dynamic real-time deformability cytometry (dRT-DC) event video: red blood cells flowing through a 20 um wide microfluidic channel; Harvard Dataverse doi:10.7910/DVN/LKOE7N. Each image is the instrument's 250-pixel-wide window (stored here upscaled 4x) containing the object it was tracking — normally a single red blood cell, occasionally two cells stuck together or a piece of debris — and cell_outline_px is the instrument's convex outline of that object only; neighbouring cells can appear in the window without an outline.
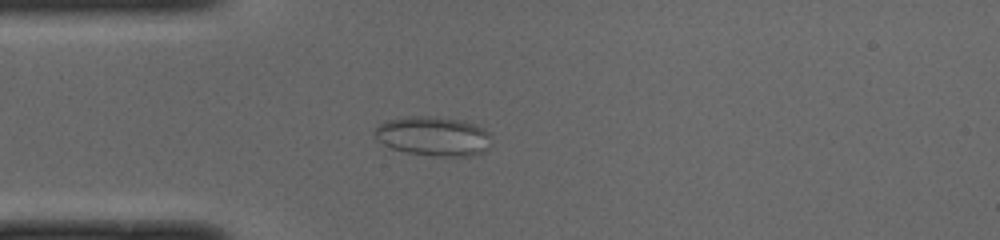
{"species": "common noctule bat (a hibernating species)", "species_latin": "Nyctalus noctula", "temperature_condition": "cold", "stored_images_in_passage": 45, "camera_frame_rate_fps": 3000, "um_per_image_px": 0.085, "animal": {"sex": "male", "body_mass_g": 19.0, "forearm_length_mm": 50.8}, "frame": {"image": 1, "passage_image": 12, "time_ms": 3.667, "image_size_px": [1000, 240], "cell_outline_px": [[488, 148], [484, 152], [472, 156], [436, 156], [408, 152], [392, 148], [376, 140], [372, 132], [384, 120], [408, 116], [436, 116], [464, 120], [488, 132]], "centroid_in_image_um": [36.78, 11.56], "position_along_channel_um": 48.2, "area_um2": 26.76}}
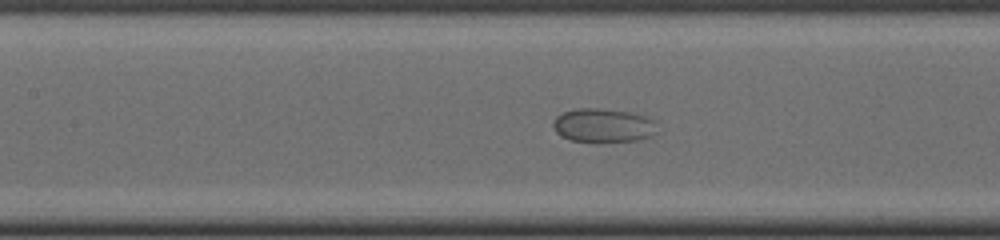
{"frame": {"image": 2, "passage_image": 21, "time_ms": 6.667, "image_size_px": [1000, 240], "cell_outline_px": [[656, 132], [652, 136], [640, 140], [596, 144], [572, 140], [560, 136], [556, 132], [552, 124], [556, 116], [564, 112], [576, 108], [600, 108], [632, 112], [656, 120]], "centroid_in_image_um": [51.29, 10.69], "position_along_channel_um": 156.1, "area_um2": 21.27}}
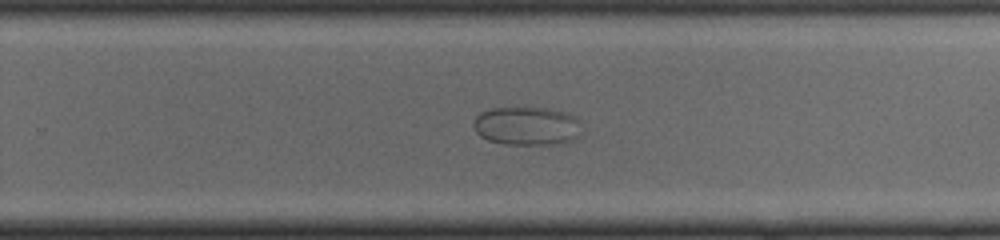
{"frame": {"image": 3, "passage_image": 31, "time_ms": 10.0, "image_size_px": [1000, 240], "cell_outline_px": [[580, 136], [572, 140], [556, 144], [504, 144], [488, 140], [480, 136], [476, 132], [472, 124], [476, 116], [480, 112], [492, 108], [548, 108], [576, 116], [580, 120]], "centroid_in_image_um": [44.78, 10.71], "position_along_channel_um": 285.0, "area_um2": 24.39}}